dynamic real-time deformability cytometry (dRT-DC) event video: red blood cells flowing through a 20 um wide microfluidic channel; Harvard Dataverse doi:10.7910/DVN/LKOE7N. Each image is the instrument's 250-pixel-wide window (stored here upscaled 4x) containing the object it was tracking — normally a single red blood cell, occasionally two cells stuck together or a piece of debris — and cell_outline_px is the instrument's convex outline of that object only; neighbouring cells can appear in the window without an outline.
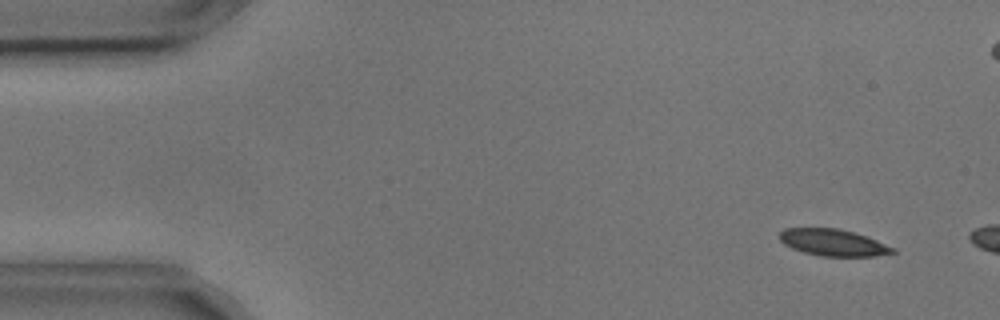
{"species": "common noctule bat (a hibernating species)", "species_latin": "Nyctalus noctula", "temperature_condition": "cold", "stored_images_in_passage": 9, "camera_frame_rate_fps": 3000, "um_per_image_px": 0.085, "animal": {"sex": "male", "body_mass_g": 17.9, "forearm_length_mm": 54.2}, "frame": {"image": 1, "passage_image": 4, "time_ms": 1.0, "image_size_px": [1000, 320], "cell_outline_px": [[896, 252], [872, 256], [820, 256], [804, 252], [792, 248], [784, 244], [780, 240], [780, 232], [784, 228], [836, 228], [852, 232], [876, 240], [896, 248]], "centroid_in_image_um": [70.8, 20.62], "position_along_channel_um": 14.2, "area_um2": 17.4}}